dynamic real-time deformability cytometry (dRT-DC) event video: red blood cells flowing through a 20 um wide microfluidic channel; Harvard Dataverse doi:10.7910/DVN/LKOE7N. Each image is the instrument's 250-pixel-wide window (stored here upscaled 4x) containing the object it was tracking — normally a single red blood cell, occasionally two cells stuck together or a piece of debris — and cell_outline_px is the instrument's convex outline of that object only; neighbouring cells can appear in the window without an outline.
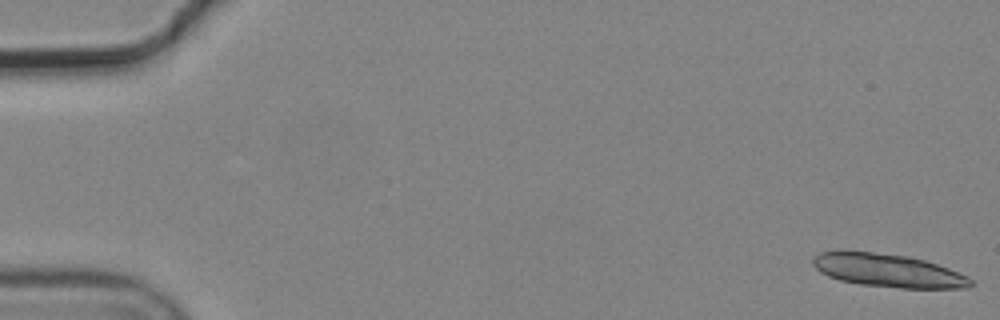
{"species": "common noctule bat (a hibernating species)", "species_latin": "Nyctalus noctula", "temperature_condition": "cold", "stored_images_in_passage": 5, "camera_frame_rate_fps": 3000, "um_per_image_px": 0.085, "animal": {"sex": "male", "body_mass_g": 19.2, "forearm_length_mm": 51.8}, "frame": {"image": 1, "passage_image": 1, "time_ms": 0.0, "image_size_px": [1000, 320], "cell_outline_px": [[972, 284], [968, 288], [900, 288], [860, 284], [840, 280], [828, 276], [820, 272], [812, 264], [812, 260], [820, 252], [840, 248], [844, 248], [908, 256], [924, 260], [948, 268], [968, 276], [972, 280]], "centroid_in_image_um": [75.41, 22.96], "position_along_channel_um": 9.6, "area_um2": 31.04}}
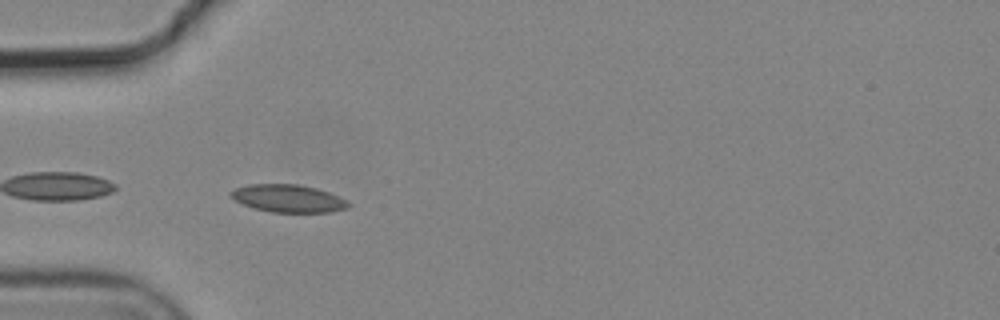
{"frame": {"image": 2, "passage_image": 5, "time_ms": 1.333, "image_size_px": [1000, 320], "cell_outline_px": [[352, 204], [348, 208], [332, 212], [272, 212], [256, 208], [244, 204], [228, 196], [228, 192], [236, 188], [248, 184], [296, 184], [316, 188], [328, 192]], "centroid_in_image_um": [24.48, 16.86], "position_along_channel_um": 60.5, "area_um2": 18.79}}